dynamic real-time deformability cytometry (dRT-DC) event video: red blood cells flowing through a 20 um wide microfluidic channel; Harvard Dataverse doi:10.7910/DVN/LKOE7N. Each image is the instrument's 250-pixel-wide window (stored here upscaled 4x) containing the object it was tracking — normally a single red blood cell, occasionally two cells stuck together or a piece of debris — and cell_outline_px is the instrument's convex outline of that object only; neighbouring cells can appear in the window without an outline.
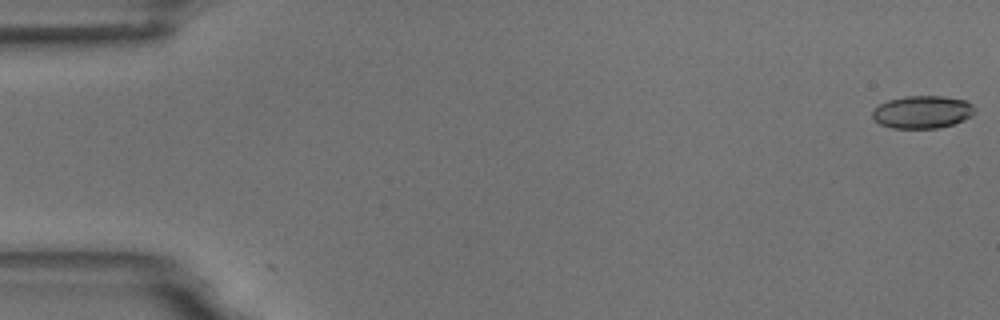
{"species": "common noctule bat (a hibernating species)", "species_latin": "Nyctalus noctula", "temperature_condition": "room temperature", "stored_images_in_passage": 6, "camera_frame_rate_fps": 3000, "um_per_image_px": 0.085, "animal": {"sex": "male", "body_mass_g": 18.8}, "frame": {"image": 1, "passage_image": 1, "time_ms": 0.0, "image_size_px": [1000, 320], "cell_outline_px": [[976, 112], [972, 116], [964, 120], [940, 128], [892, 128], [880, 124], [872, 116], [872, 112], [880, 104], [888, 100], [904, 96], [940, 96], [964, 100], [972, 104], [976, 108]], "centroid_in_image_um": [78.43, 9.52], "position_along_channel_um": 6.6, "area_um2": 19.48}}
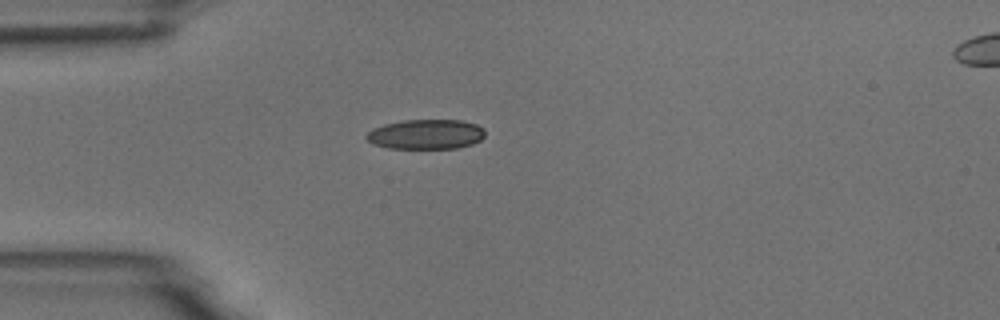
{"frame": {"image": 2, "passage_image": 5, "time_ms": 4.667, "image_size_px": [1000, 320], "cell_outline_px": [[484, 136], [480, 140], [472, 144], [456, 148], [388, 148], [372, 144], [364, 136], [372, 128], [384, 124], [404, 120], [460, 120], [476, 124], [484, 128]], "centroid_in_image_um": [36.18, 11.41], "position_along_channel_um": 48.8, "area_um2": 20.63}}